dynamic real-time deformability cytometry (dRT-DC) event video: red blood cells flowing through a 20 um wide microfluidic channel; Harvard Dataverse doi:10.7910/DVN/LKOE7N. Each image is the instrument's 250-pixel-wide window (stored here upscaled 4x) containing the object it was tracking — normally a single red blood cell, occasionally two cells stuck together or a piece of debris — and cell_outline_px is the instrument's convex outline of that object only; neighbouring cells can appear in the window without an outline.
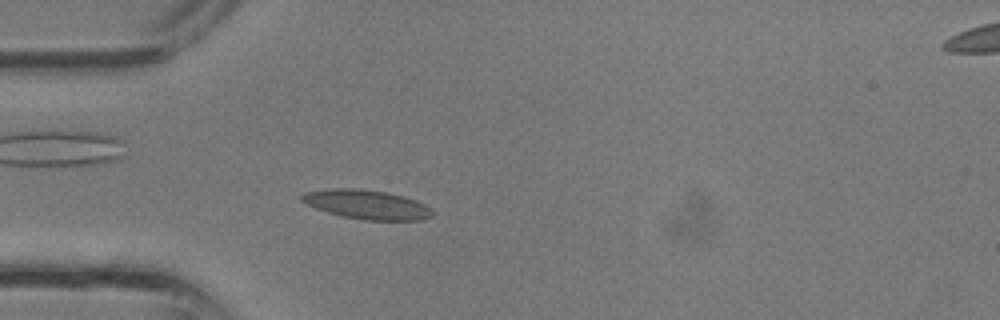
{"species": "common noctule bat (a hibernating species)", "species_latin": "Nyctalus noctula", "temperature_condition": "room temperature", "stored_images_in_passage": 35, "camera_frame_rate_fps": 3000, "um_per_image_px": 0.085, "animal": {"sex": "male", "body_mass_g": 13.3}, "frame": {"image": 1, "passage_image": 9, "time_ms": 2.667, "image_size_px": [1000, 320], "cell_outline_px": [[436, 212], [432, 216], [424, 220], [364, 220], [344, 216], [328, 212], [316, 208], [300, 200], [300, 196], [304, 192], [332, 188], [360, 188], [384, 192], [404, 196], [416, 200], [424, 204]], "centroid_in_image_um": [31.21, 17.38], "position_along_channel_um": 53.8, "area_um2": 22.25}}
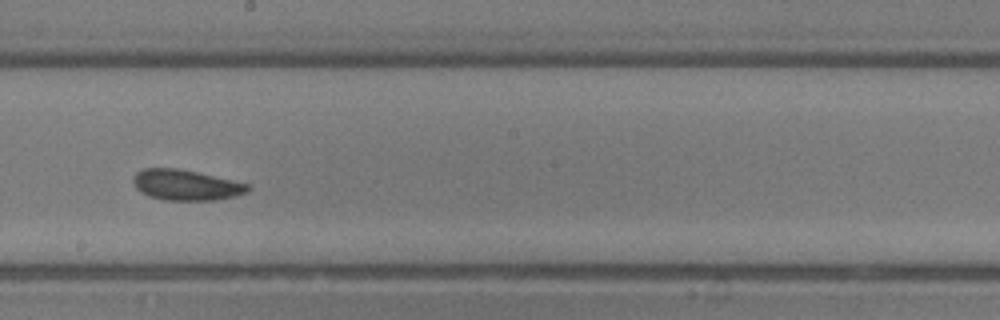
{"frame": {"image": 2, "passage_image": 19, "time_ms": 6.0, "image_size_px": [1000, 320], "cell_outline_px": [[252, 188], [248, 192], [236, 196], [216, 200], [164, 200], [148, 196], [140, 192], [136, 188], [132, 180], [132, 176], [136, 172], [144, 168], [176, 168], [196, 172], [232, 180], [248, 184]], "centroid_in_image_um": [15.78, 15.73], "position_along_channel_um": 232.4, "area_um2": 20.52}}
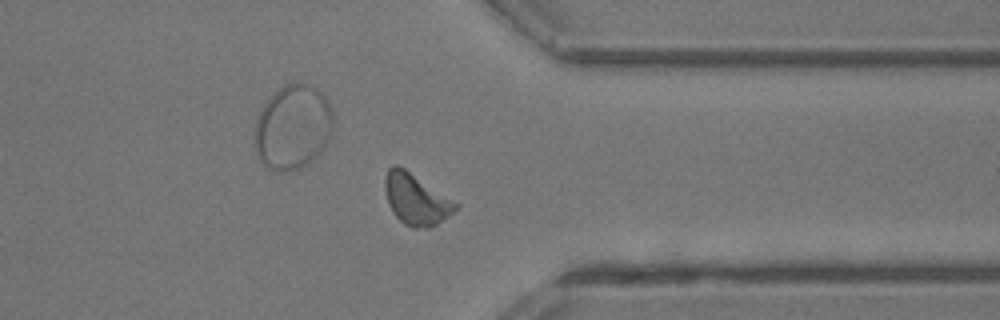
{"frame": {"image": 3, "passage_image": 27, "time_ms": 8.667, "image_size_px": [1000, 320], "cell_outline_px": [[460, 208], [436, 224], [428, 228], [412, 228], [404, 224], [392, 212], [388, 204], [384, 188], [384, 180], [388, 168], [392, 164], [396, 164], [404, 168], [460, 204]], "centroid_in_image_um": [35.36, 16.94], "position_along_channel_um": 376.0, "area_um2": 21.1}}